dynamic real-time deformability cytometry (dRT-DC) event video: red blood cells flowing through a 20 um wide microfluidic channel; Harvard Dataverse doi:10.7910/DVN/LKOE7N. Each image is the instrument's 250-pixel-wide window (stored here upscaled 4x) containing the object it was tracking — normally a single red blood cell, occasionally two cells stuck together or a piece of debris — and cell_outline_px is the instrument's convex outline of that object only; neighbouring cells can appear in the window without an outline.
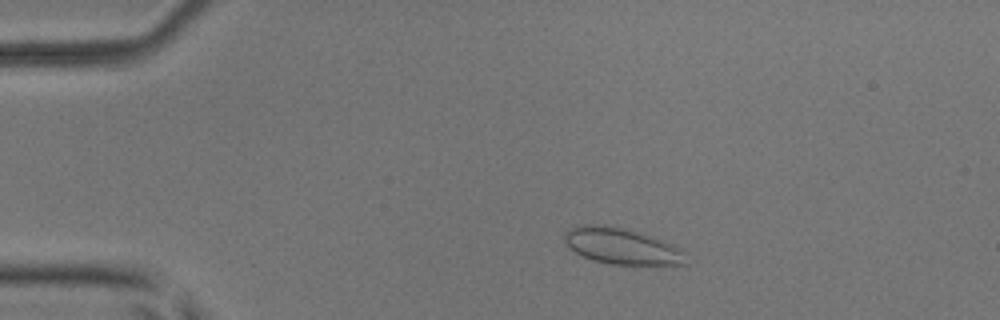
{"species": "common noctule bat (a hibernating species)", "species_latin": "Nyctalus noctula", "temperature_condition": "room temperature", "stored_images_in_passage": 48, "camera_frame_rate_fps": 3000, "um_per_image_px": 0.085, "animal": {"sex": "male", "body_mass_g": 17.9, "forearm_length_mm": 54.2}, "frame": {"image": 1, "passage_image": 7, "time_ms": 2.0, "image_size_px": [1000, 320], "cell_outline_px": [[688, 264], [612, 264], [592, 260], [568, 248], [564, 240], [564, 232], [568, 228], [580, 224], [604, 224], [624, 228], [640, 232], [652, 236], [672, 244], [680, 248], [684, 252]], "centroid_in_image_um": [52.8, 20.9], "position_along_channel_um": 32.2, "area_um2": 25.72}}
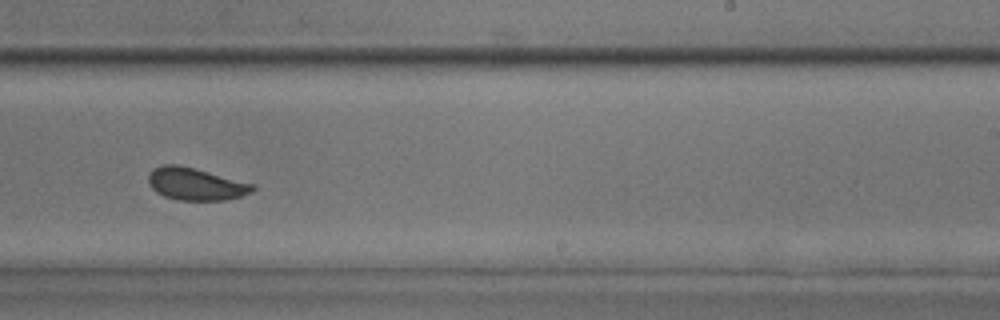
{"frame": {"image": 2, "passage_image": 29, "time_ms": 9.333, "image_size_px": [1000, 320], "cell_outline_px": [[256, 188], [252, 192], [240, 196], [224, 200], [180, 200], [164, 196], [156, 192], [148, 184], [148, 176], [152, 168], [164, 164], [176, 164], [256, 184]], "centroid_in_image_um": [16.62, 15.64], "position_along_channel_um": 272.4, "area_um2": 19.59}}
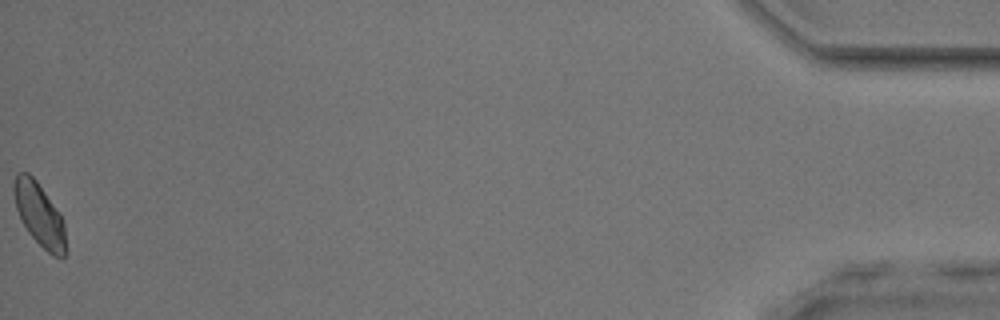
{"frame": {"image": 3, "passage_image": 48, "time_ms": 15.667, "image_size_px": [1000, 320], "cell_outline_px": [[64, 256], [60, 260], [52, 256], [28, 232], [16, 208], [12, 192], [12, 184], [16, 172], [28, 172], [36, 180], [60, 216], [64, 224]], "centroid_in_image_um": [3.29, 18.21], "position_along_channel_um": 431.9, "area_um2": 18.61}, "authors_computed_cell_mechanics": {"area_um2": 19.7965, "velocity_mm_per_s": 4.0484, "shape_relaxation_time_tau1_ms": 3.2638, "shape_relaxation_time_tau2_ms": null, "deformation_change_tau1": 0.0586, "deformation_change_tau2": null}}